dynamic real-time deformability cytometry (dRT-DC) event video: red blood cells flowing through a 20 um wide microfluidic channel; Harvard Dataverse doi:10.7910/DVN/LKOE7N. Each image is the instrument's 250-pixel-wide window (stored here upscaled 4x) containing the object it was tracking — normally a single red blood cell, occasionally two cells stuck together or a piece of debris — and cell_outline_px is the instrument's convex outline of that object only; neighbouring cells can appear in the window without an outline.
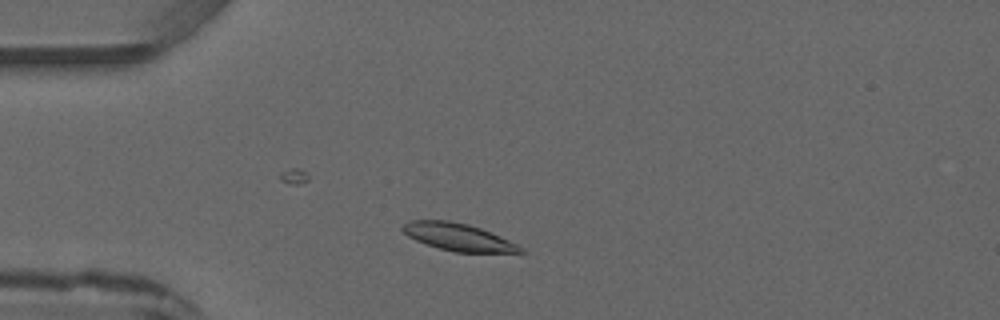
{"species": "common noctule bat (a hibernating species)", "species_latin": "Nyctalus noctula", "temperature_condition": "warm", "stored_images_in_passage": 1, "camera_frame_rate_fps": 3000, "um_per_image_px": 0.085, "animal": {"sex": "male", "forearm_length_mm": 52.5}, "frame": {"image": 1, "passage_image": 1, "time_ms": 0.0, "image_size_px": [1000, 320], "cell_outline_px": [[528, 252], [456, 252], [440, 248], [416, 240], [408, 236], [400, 228], [408, 220], [448, 220], [468, 224], [480, 228], [508, 240], [524, 248]], "centroid_in_image_um": [38.93, 20.14], "position_along_channel_um": 46.1, "area_um2": 18.5}}